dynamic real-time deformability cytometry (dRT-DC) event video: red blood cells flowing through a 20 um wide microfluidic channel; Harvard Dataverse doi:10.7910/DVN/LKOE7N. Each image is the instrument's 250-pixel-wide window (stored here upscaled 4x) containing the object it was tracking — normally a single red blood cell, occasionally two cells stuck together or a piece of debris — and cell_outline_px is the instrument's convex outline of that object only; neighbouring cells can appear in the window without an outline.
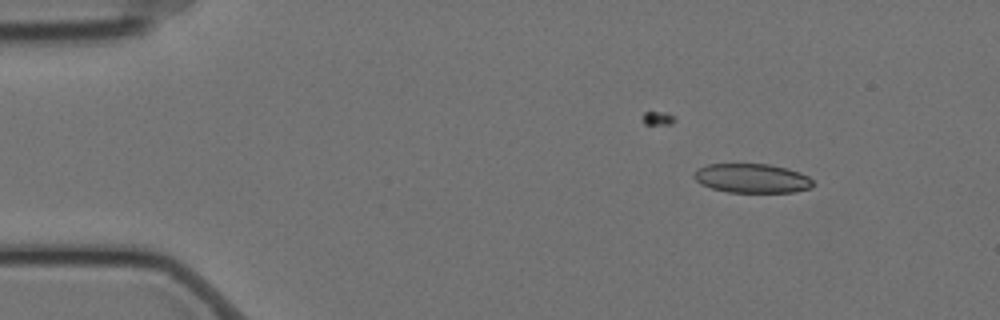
{"species": "Egyptian fruit bat (a non-hibernating species)", "species_latin": "Rousettus aegyptiacus", "temperature_condition": "cold", "stored_images_in_passage": 54, "camera_frame_rate_fps": 3000, "um_per_image_px": 0.085, "animal": {"sex": "female"}, "frame": {"image": 1, "passage_image": 5, "time_ms": 1.333, "image_size_px": [1000, 320], "cell_outline_px": [[816, 184], [812, 188], [796, 192], [728, 192], [712, 188], [700, 184], [692, 176], [700, 168], [708, 164], [768, 164], [784, 168], [808, 176]], "centroid_in_image_um": [63.94, 15.17], "position_along_channel_um": 21.1, "area_um2": 20.11}}
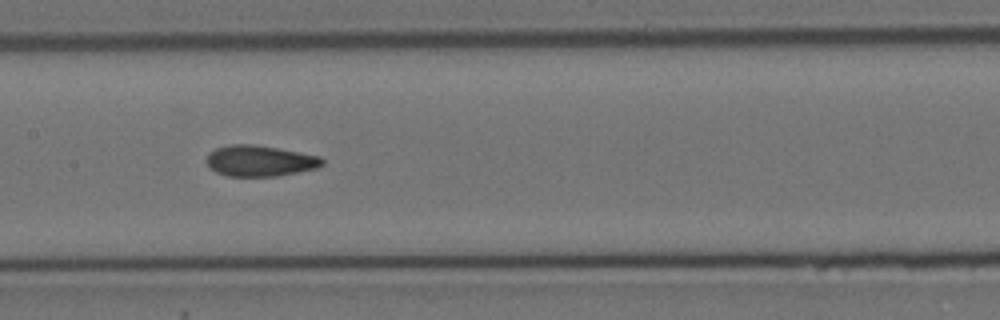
{"frame": {"image": 2, "passage_image": 26, "time_ms": 8.333, "image_size_px": [1000, 320], "cell_outline_px": [[324, 164], [316, 168], [276, 176], [228, 176], [216, 172], [208, 164], [208, 152], [216, 148], [232, 144], [256, 144], [320, 156], [324, 160]], "centroid_in_image_um": [22.1, 13.66], "position_along_channel_um": 185.3, "area_um2": 20.69}}
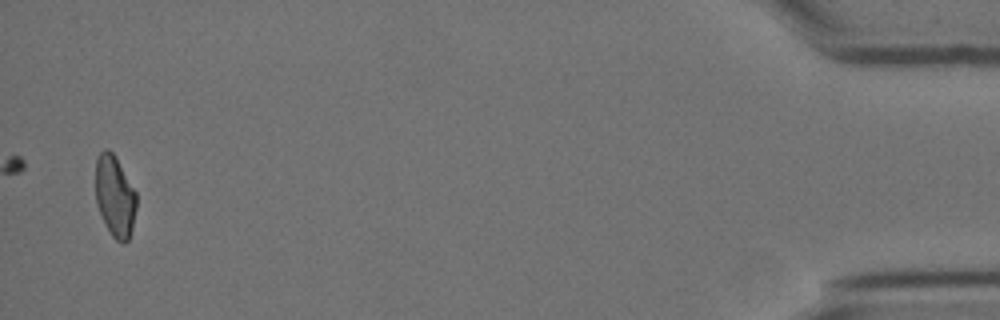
{"frame": {"image": 3, "passage_image": 54, "time_ms": 17.667, "image_size_px": [1000, 320], "cell_outline_px": [[136, 208], [132, 228], [128, 240], [124, 244], [116, 240], [112, 236], [96, 204], [96, 156], [104, 148], [108, 148], [112, 152], [136, 192]], "centroid_in_image_um": [9.76, 16.67], "position_along_channel_um": 425.4, "area_um2": 19.13}, "authors_computed_cell_mechanics": {"area_um2": 20.6346, "velocity_mm_per_s": 3.5072, "shape_relaxation_time_tau1_ms": null, "shape_relaxation_time_tau2_ms": 2.9973, "deformation_change_tau1": null, "deformation_change_tau2": 0.0872}}